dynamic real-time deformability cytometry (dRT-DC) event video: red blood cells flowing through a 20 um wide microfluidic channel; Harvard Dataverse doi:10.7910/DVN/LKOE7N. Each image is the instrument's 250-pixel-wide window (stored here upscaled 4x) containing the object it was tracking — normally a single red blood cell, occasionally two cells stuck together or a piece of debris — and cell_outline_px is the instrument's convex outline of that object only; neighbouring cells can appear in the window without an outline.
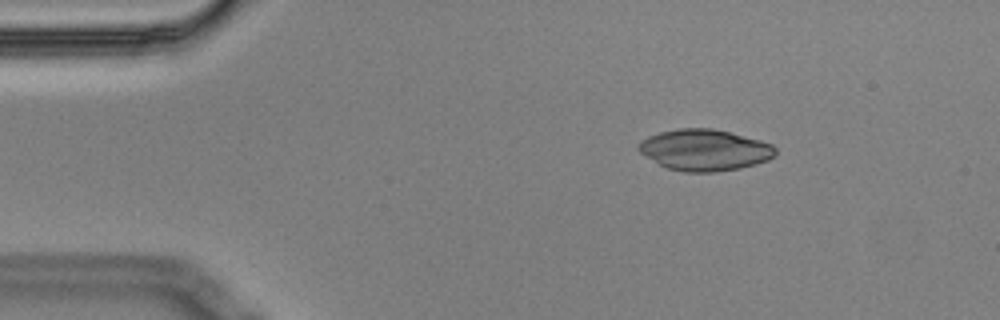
{"species": "Egyptian fruit bat (a non-hibernating species)", "species_latin": "Rousettus aegyptiacus", "temperature_condition": "cold", "stored_images_in_passage": 3, "camera_frame_rate_fps": 3000, "um_per_image_px": 0.085, "animal": {"sex": "male"}, "frame": {"image": 1, "passage_image": 1, "time_ms": 0.0, "image_size_px": [1000, 320], "cell_outline_px": [[776, 156], [768, 160], [756, 164], [740, 168], [712, 172], [684, 172], [668, 168], [660, 164], [640, 152], [636, 148], [636, 144], [640, 140], [648, 136], [660, 132], [676, 128], [712, 128], [760, 140], [772, 144], [776, 148]], "centroid_in_image_um": [59.89, 12.74], "position_along_channel_um": 25.1, "area_um2": 32.95}}